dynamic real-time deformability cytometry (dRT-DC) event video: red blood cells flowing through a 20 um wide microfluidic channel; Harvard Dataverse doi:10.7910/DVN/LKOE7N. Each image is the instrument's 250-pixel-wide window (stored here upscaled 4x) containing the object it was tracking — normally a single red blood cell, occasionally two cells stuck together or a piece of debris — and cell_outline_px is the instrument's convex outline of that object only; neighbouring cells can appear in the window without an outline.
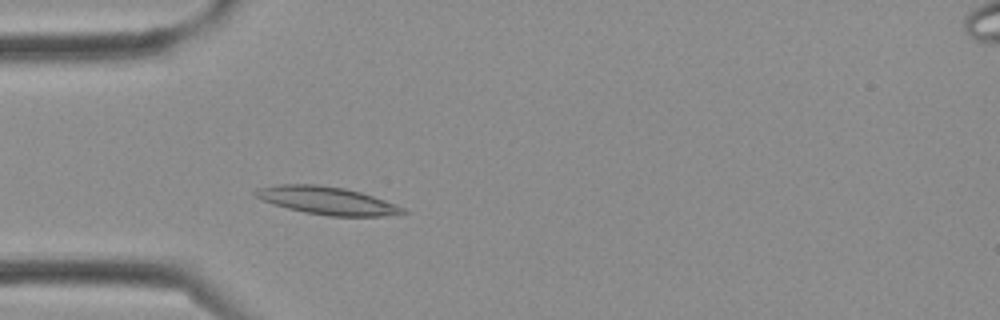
{"species": "Egyptian fruit bat (a non-hibernating species)", "species_latin": "Rousettus aegyptiacus", "temperature_condition": "cold", "stored_images_in_passage": 3, "camera_frame_rate_fps": 3000, "um_per_image_px": 0.085, "frame": {"image": 1, "passage_image": 2, "time_ms": 0.333, "image_size_px": [1000, 320], "cell_outline_px": [[408, 212], [384, 216], [328, 216], [304, 212], [272, 204], [252, 196], [252, 192], [256, 188], [280, 184], [316, 184], [344, 188], [360, 192], [396, 204], [404, 208]], "centroid_in_image_um": [27.74, 17.04], "position_along_channel_um": 57.3, "area_um2": 23.93}}